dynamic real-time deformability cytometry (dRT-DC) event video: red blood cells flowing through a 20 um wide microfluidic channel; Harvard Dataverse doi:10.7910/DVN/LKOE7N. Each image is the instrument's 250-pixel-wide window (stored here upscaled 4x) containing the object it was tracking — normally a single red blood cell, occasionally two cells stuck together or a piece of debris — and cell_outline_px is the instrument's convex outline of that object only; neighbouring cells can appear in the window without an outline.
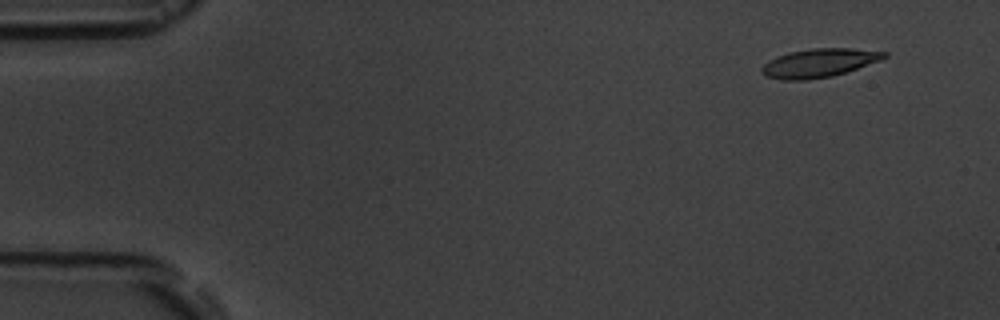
{"species": "common noctule bat (a hibernating species)", "species_latin": "Nyctalus noctula", "temperature_condition": "room temperature", "stored_images_in_passage": 3, "camera_frame_rate_fps": 3000, "um_per_image_px": 0.085, "animal": {"sex": "male", "body_mass_g": 19.5, "forearm_length_mm": 54.6}, "frame": {"image": 1, "passage_image": 1, "time_ms": 0.0, "image_size_px": [1000, 320], "cell_outline_px": [[888, 56], [880, 60], [832, 76], [808, 80], [784, 80], [768, 76], [760, 72], [760, 68], [768, 60], [788, 52], [812, 48], [852, 48], [888, 52]], "centroid_in_image_um": [69.6, 5.34], "position_along_channel_um": 15.4, "area_um2": 20.29}}